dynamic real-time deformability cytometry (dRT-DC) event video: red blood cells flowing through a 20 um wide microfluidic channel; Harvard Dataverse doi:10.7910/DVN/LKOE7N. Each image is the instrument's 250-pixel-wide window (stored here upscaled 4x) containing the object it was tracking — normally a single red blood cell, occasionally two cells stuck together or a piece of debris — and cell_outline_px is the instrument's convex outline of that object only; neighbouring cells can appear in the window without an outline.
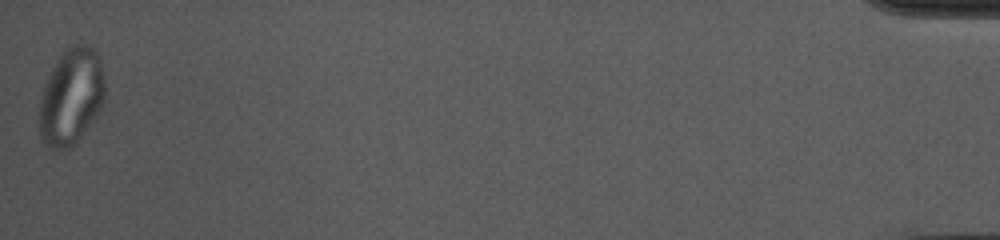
{"species": "common noctule bat (a hibernating species)", "species_latin": "Nyctalus noctula", "temperature_condition": "cold", "stored_images_in_passage": 51, "camera_frame_rate_fps": 3000, "um_per_image_px": 0.085, "animal": {"sex": "female", "body_mass_g": 10.0, "forearm_length_mm": 53.1}, "frame": {"image": 1, "passage_image": 51, "time_ms": 16.667, "image_size_px": [1000, 240], "cell_outline_px": [[104, 100], [100, 108], [76, 144], [68, 148], [48, 148], [44, 144], [40, 136], [40, 96], [48, 76], [56, 60], [72, 44], [88, 44], [100, 56], [104, 80]], "centroid_in_image_um": [6.05, 8.21], "position_along_channel_um": 429.1, "area_um2": 36.65}, "authors_computed_cell_mechanics": {"area_um2": 28.2064, "velocity_mm_per_s": 3.6959, "shape_relaxation_time_tau1_ms": null, "shape_relaxation_time_tau2_ms": 1.3175, "deformation_change_tau1": null, "deformation_change_tau2": 0.0812}}